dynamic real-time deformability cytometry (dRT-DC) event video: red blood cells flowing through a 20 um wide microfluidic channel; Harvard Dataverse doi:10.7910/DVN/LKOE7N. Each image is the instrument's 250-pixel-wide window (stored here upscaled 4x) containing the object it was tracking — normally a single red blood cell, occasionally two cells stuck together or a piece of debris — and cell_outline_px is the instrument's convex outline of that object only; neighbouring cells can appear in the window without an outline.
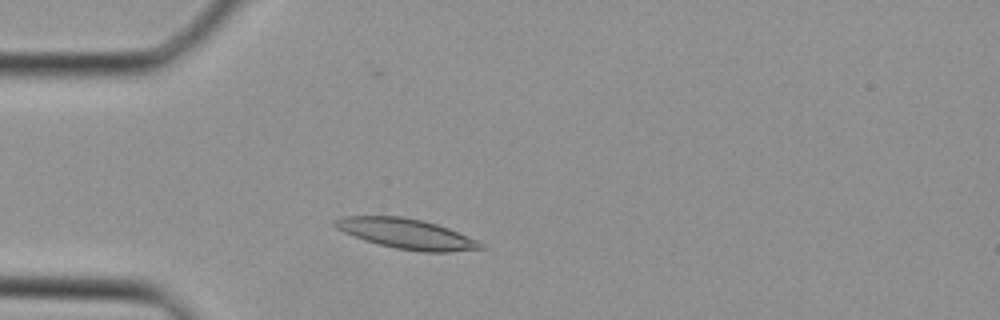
{"species": "Egyptian fruit bat (a non-hibernating species)", "species_latin": "Rousettus aegyptiacus", "temperature_condition": "cold", "stored_images_in_passage": 34, "camera_frame_rate_fps": 3000, "um_per_image_px": 0.085, "animal": {"sex": "female"}, "frame": {"image": 1, "passage_image": 6, "time_ms": 1.667, "image_size_px": [1000, 320], "cell_outline_px": [[484, 248], [448, 252], [420, 252], [396, 248], [364, 240], [352, 236], [336, 228], [332, 224], [332, 220], [344, 216], [400, 216], [420, 220], [436, 224], [448, 228], [476, 240], [484, 244]], "centroid_in_image_um": [34.5, 19.87], "position_along_channel_um": 50.5, "area_um2": 25.37}}
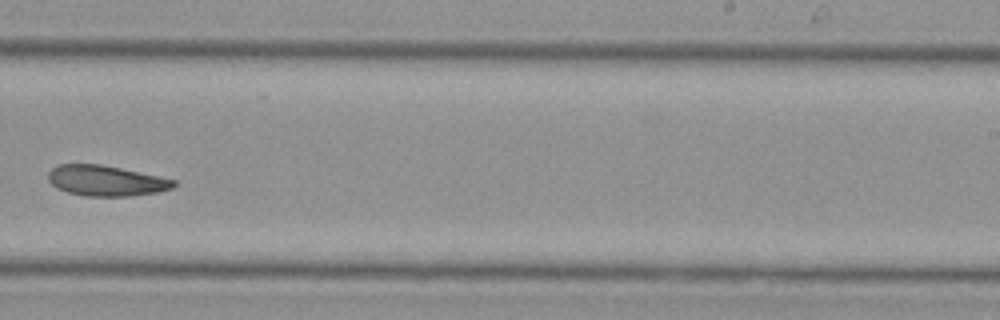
{"frame": {"image": 2, "passage_image": 20, "time_ms": 6.333, "image_size_px": [1000, 320], "cell_outline_px": [[176, 184], [172, 188], [156, 192], [128, 196], [84, 196], [68, 192], [56, 188], [48, 180], [48, 172], [56, 164], [100, 164], [120, 168], [176, 180]], "centroid_in_image_um": [8.96, 15.36], "position_along_channel_um": 280.0, "area_um2": 22.2}}
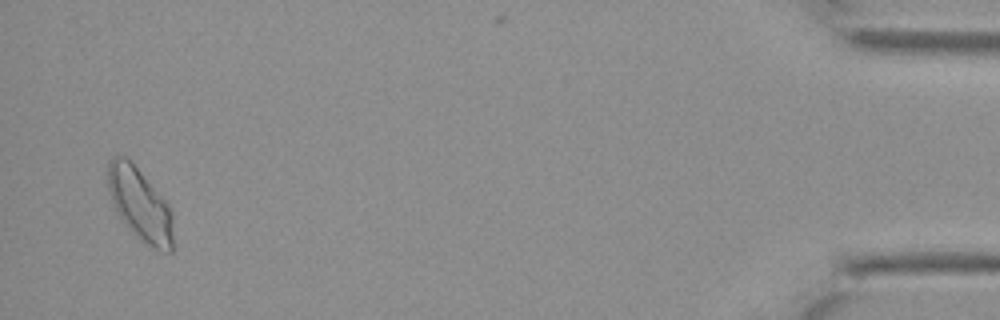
{"frame": {"image": 3, "passage_image": 33, "time_ms": 10.667, "image_size_px": [1000, 320], "cell_outline_px": [[172, 252], [160, 252], [144, 244], [124, 224], [112, 204], [108, 188], [108, 160], [112, 156], [124, 156], [140, 172], [168, 204], [172, 212]], "centroid_in_image_um": [11.88, 17.43], "position_along_channel_um": 423.3, "area_um2": 27.46}}